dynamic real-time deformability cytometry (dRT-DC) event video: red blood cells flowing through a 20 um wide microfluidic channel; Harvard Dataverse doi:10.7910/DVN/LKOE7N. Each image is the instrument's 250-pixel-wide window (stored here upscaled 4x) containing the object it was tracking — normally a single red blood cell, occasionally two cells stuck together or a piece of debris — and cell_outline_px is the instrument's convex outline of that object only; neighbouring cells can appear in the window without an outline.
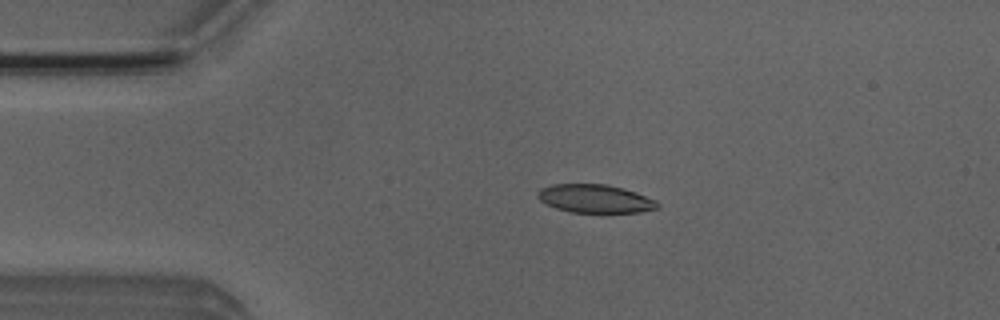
{"species": "Egyptian fruit bat (a non-hibernating species)", "species_latin": "Rousettus aegyptiacus", "temperature_condition": "room temperature", "stored_images_in_passage": 4, "camera_frame_rate_fps": 3000, "um_per_image_px": 0.085, "animal": {"sex": "male"}, "frame": {"image": 1, "passage_image": 3, "time_ms": 2.0, "image_size_px": [1000, 320], "cell_outline_px": [[660, 208], [640, 212], [572, 212], [556, 208], [540, 200], [536, 196], [536, 192], [540, 188], [552, 184], [604, 184], [624, 188], [636, 192], [656, 200], [660, 204]], "centroid_in_image_um": [50.59, 16.88], "position_along_channel_um": 34.4, "area_um2": 19.83}}